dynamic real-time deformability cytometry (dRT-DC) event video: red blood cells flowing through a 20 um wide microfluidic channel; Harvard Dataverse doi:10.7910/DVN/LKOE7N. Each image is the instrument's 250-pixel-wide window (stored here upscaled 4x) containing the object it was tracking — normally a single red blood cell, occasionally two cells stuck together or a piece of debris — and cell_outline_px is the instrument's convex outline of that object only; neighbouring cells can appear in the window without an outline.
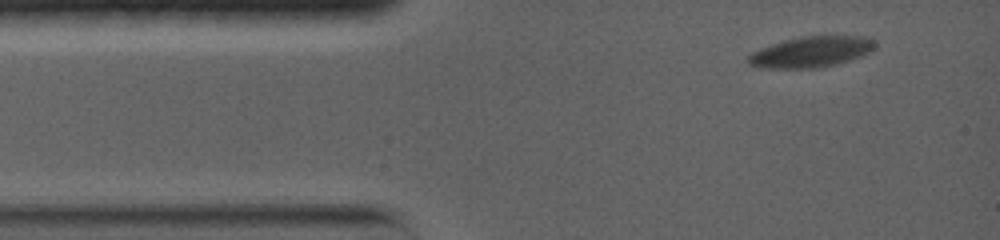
{"species": "common noctule bat (a hibernating species)", "species_latin": "Nyctalus noctula", "temperature_condition": "warm", "stored_images_in_passage": 30, "camera_frame_rate_fps": 5000, "um_per_image_px": 0.085, "animal": {"sex": "female", "body_mass_g": 19.0, "forearm_length_mm": 56.7}, "frame": {"image": 1, "passage_image": 1, "time_ms": 0.0, "image_size_px": [1000, 240], "cell_outline_px": [[876, 48], [872, 52], [836, 64], [816, 68], [760, 68], [748, 64], [744, 60], [752, 52], [760, 48], [784, 40], [800, 36], [860, 36], [876, 40]], "centroid_in_image_um": [68.93, 4.41], "position_along_channel_um": 16.1, "area_um2": 22.95}}
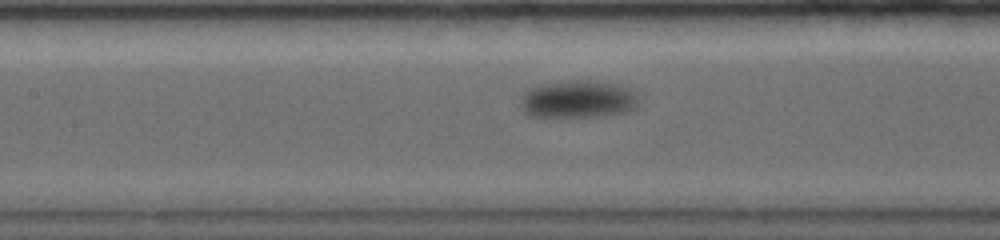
{"frame": {"image": 2, "passage_image": 11, "time_ms": 5.8, "image_size_px": [1000, 240], "cell_outline_px": [[640, 92], [636, 104], [632, 108], [624, 112], [600, 116], [528, 116], [524, 112], [524, 92], [528, 88], [540, 84], [564, 80], [596, 80], [620, 84], [632, 88]], "centroid_in_image_um": [49.21, 8.39], "position_along_channel_um": 158.2, "area_um2": 26.01}}
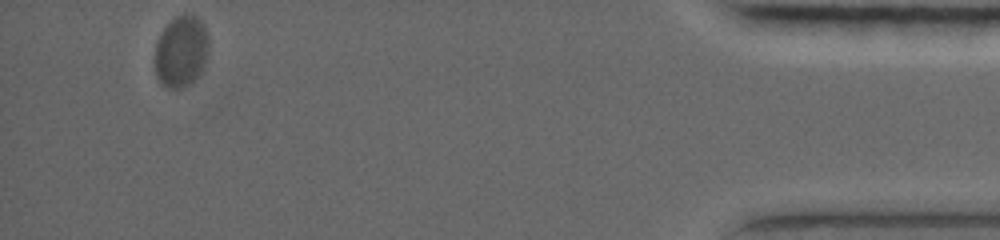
{"frame": {"image": 3, "passage_image": 30, "time_ms": 16.4, "image_size_px": [1000, 240], "cell_outline_px": [[208, 56], [204, 68], [188, 84], [180, 88], [164, 88], [160, 84], [156, 76], [152, 60], [156, 40], [164, 28], [176, 16], [184, 12], [192, 12], [204, 24], [208, 36]], "centroid_in_image_um": [15.36, 4.35], "position_along_channel_um": 419.8, "area_um2": 23.24}, "authors_computed_cell_mechanics": {"area_um2": 23.3801, "velocity_mm_per_s": 3.3315, "shape_relaxation_time_tau1_ms": 1.374, "shape_relaxation_time_tau2_ms": null, "deformation_change_tau1": 0.0767, "deformation_change_tau2": null}}